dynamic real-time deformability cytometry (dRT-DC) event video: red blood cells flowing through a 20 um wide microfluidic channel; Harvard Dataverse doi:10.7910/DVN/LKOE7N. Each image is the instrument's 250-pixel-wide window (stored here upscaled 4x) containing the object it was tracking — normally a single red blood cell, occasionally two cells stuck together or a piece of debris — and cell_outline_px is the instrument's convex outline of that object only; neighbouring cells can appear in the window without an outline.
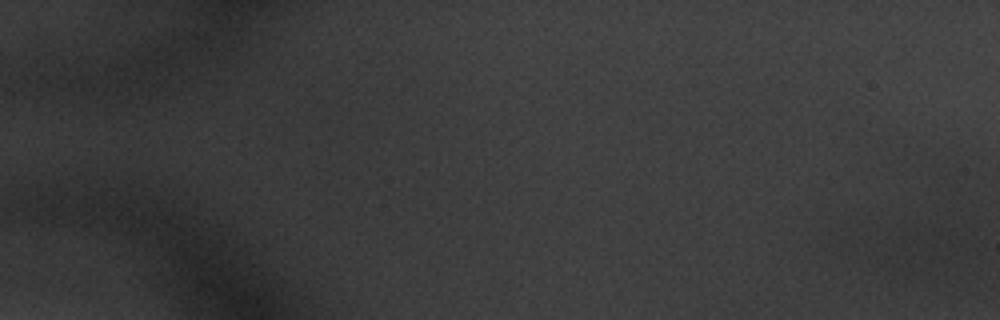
{"species": "common noctule bat (a hibernating species)", "species_latin": "Nyctalus noctula", "temperature_condition": "warm", "stored_images_in_passage": 1, "camera_frame_rate_fps": 3000, "um_per_image_px": 0.085, "animal": {"sex": "male", "body_mass_g": 20.1, "forearm_length_mm": 53.5}, "frame": {"image": 1, "passage_image": 1, "time_ms": 0.0, "image_size_px": [1000, 320], "cell_outline_px": [[304, 268], [300, 288], [296, 296], [268, 304], [228, 284], [224, 276], [232, 248], [244, 232], [260, 236], [300, 256]], "centroid_in_image_um": [22.44, 22.9], "position_along_channel_um": 62.6, "area_um2": 28.55}}